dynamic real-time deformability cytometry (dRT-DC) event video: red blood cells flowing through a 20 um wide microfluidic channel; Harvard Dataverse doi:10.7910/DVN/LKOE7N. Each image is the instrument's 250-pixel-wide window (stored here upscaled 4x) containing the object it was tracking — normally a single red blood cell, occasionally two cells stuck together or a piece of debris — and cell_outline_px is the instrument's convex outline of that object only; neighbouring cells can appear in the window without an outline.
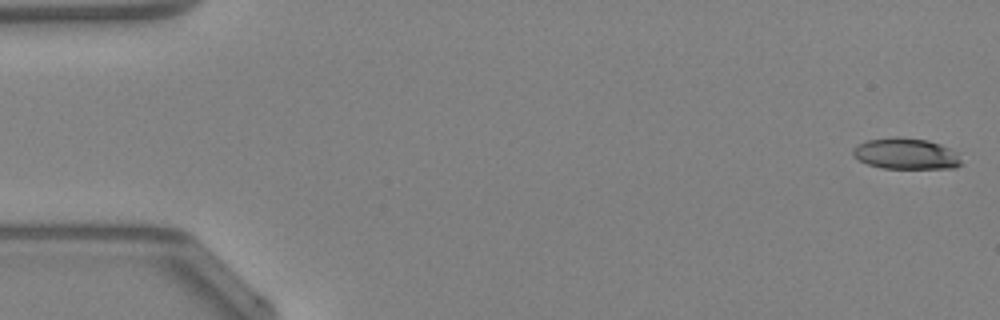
{"species": "Egyptian fruit bat (a non-hibernating species)", "species_latin": "Rousettus aegyptiacus", "temperature_condition": "warm", "stored_images_in_passage": 12, "camera_frame_rate_fps": 3000, "um_per_image_px": 0.085, "animal": {"sex": "female"}, "frame": {"image": 1, "passage_image": 1, "time_ms": 0.0, "image_size_px": [1000, 320], "cell_outline_px": [[964, 164], [956, 168], [880, 168], [868, 164], [852, 156], [852, 148], [856, 144], [868, 140], [892, 136], [900, 136], [928, 140], [940, 144], [960, 152]], "centroid_in_image_um": [77.05, 13.06], "position_along_channel_um": 7.9, "area_um2": 20.23}}